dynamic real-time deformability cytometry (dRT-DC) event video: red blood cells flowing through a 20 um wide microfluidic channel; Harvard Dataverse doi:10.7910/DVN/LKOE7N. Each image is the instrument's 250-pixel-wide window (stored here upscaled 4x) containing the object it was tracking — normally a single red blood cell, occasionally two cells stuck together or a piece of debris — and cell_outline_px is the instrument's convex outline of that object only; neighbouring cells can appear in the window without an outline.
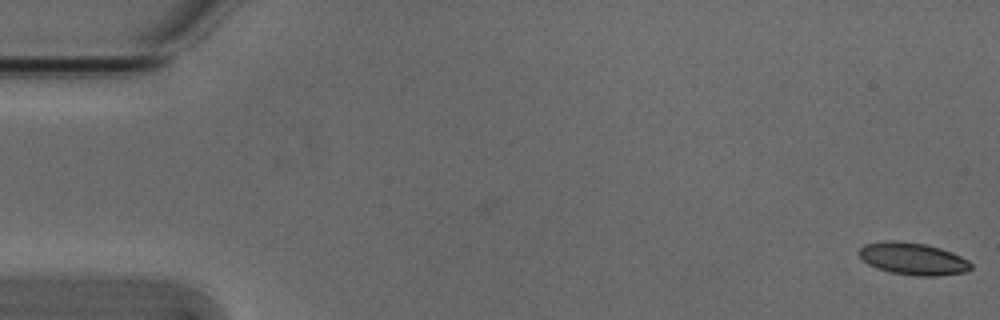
{"species": "Egyptian fruit bat (a non-hibernating species)", "species_latin": "Rousettus aegyptiacus", "temperature_condition": "cold", "stored_images_in_passage": 48, "camera_frame_rate_fps": 3000, "um_per_image_px": 0.085, "animal": {"sex": "male"}, "frame": {"image": 1, "passage_image": 1, "time_ms": 0.0, "image_size_px": [1000, 320], "cell_outline_px": [[972, 268], [964, 272], [940, 276], [916, 276], [888, 272], [876, 268], [868, 264], [856, 252], [864, 244], [884, 240], [896, 240], [924, 244], [940, 248], [952, 252], [968, 260], [972, 264]], "centroid_in_image_um": [77.57, 21.99], "position_along_channel_um": 7.4, "area_um2": 21.21}}
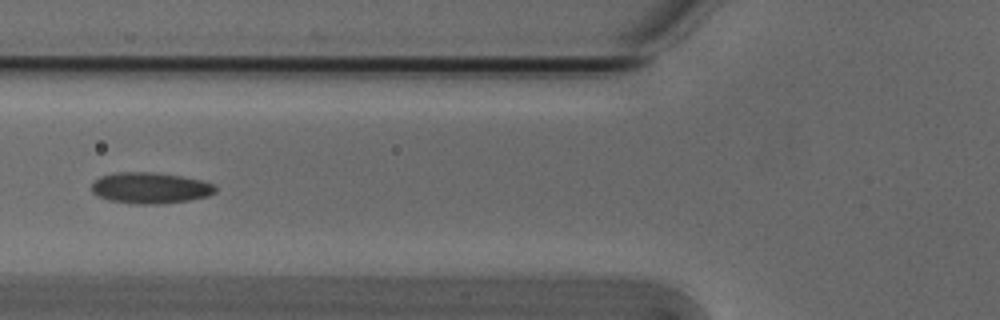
{"frame": {"image": 2, "passage_image": 21, "time_ms": 6.667, "image_size_px": [1000, 320], "cell_outline_px": [[216, 192], [208, 196], [188, 200], [160, 204], [132, 204], [108, 200], [92, 192], [92, 184], [100, 176], [116, 172], [152, 172], [180, 176], [200, 180], [216, 184]], "centroid_in_image_um": [12.78, 15.98], "position_along_channel_um": 113.0, "area_um2": 22.43}}
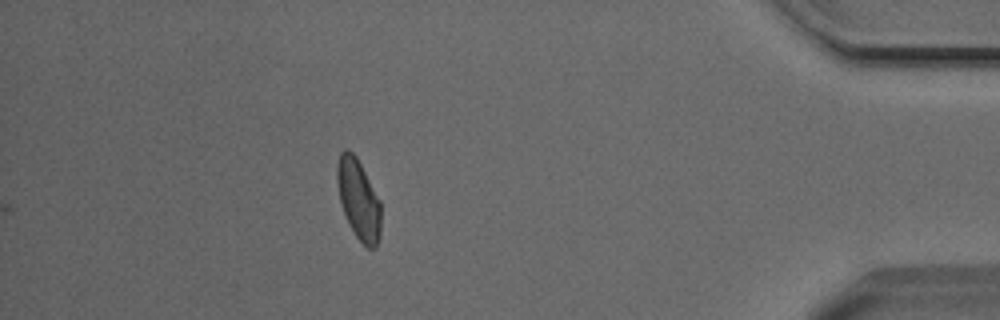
{"frame": {"image": 3, "passage_image": 48, "time_ms": 15.667, "image_size_px": [1000, 320], "cell_outline_px": [[380, 236], [376, 248], [368, 248], [356, 236], [348, 224], [344, 216], [340, 200], [336, 180], [336, 164], [340, 152], [344, 148], [348, 148], [356, 156], [380, 200]], "centroid_in_image_um": [30.45, 16.92], "position_along_channel_um": 404.7, "area_um2": 20.63}, "authors_computed_cell_mechanics": {"area_um2": 21.2993, "velocity_mm_per_s": 3.7948, "shape_relaxation_time_tau1_ms": 5.8705, "shape_relaxation_time_tau2_ms": 3.3907, "deformation_change_tau1": 0.1352, "deformation_change_tau2": 0.0938}}